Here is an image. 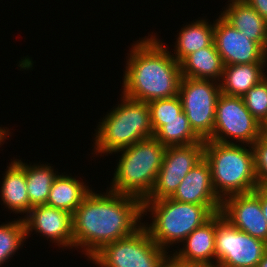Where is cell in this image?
Returning <instances> with one entry per match:
<instances>
[{"instance_id": "32", "label": "cell", "mask_w": 267, "mask_h": 267, "mask_svg": "<svg viewBox=\"0 0 267 267\" xmlns=\"http://www.w3.org/2000/svg\"><path fill=\"white\" fill-rule=\"evenodd\" d=\"M6 128V129H5ZM4 128V126H3V128H2V125H1V127H0V146H2L5 142H6V139H8L9 140V135L10 136H12L11 135V132H9L10 131V129L9 128H7V127H5Z\"/></svg>"}, {"instance_id": "19", "label": "cell", "mask_w": 267, "mask_h": 267, "mask_svg": "<svg viewBox=\"0 0 267 267\" xmlns=\"http://www.w3.org/2000/svg\"><path fill=\"white\" fill-rule=\"evenodd\" d=\"M267 63L233 64L224 66L219 82L221 93L242 97L253 86L260 83L267 74Z\"/></svg>"}, {"instance_id": "26", "label": "cell", "mask_w": 267, "mask_h": 267, "mask_svg": "<svg viewBox=\"0 0 267 267\" xmlns=\"http://www.w3.org/2000/svg\"><path fill=\"white\" fill-rule=\"evenodd\" d=\"M150 110L151 125L154 134L166 124V121L178 118L183 111L182 103L178 95L156 99L147 103Z\"/></svg>"}, {"instance_id": "6", "label": "cell", "mask_w": 267, "mask_h": 267, "mask_svg": "<svg viewBox=\"0 0 267 267\" xmlns=\"http://www.w3.org/2000/svg\"><path fill=\"white\" fill-rule=\"evenodd\" d=\"M165 150L166 146L152 137L114 152L121 155L107 189L144 201L154 188Z\"/></svg>"}, {"instance_id": "18", "label": "cell", "mask_w": 267, "mask_h": 267, "mask_svg": "<svg viewBox=\"0 0 267 267\" xmlns=\"http://www.w3.org/2000/svg\"><path fill=\"white\" fill-rule=\"evenodd\" d=\"M9 162L1 184L0 198L10 214H27L29 212V197L25 176V163L21 159Z\"/></svg>"}, {"instance_id": "16", "label": "cell", "mask_w": 267, "mask_h": 267, "mask_svg": "<svg viewBox=\"0 0 267 267\" xmlns=\"http://www.w3.org/2000/svg\"><path fill=\"white\" fill-rule=\"evenodd\" d=\"M170 198L182 203L222 205L213 188L210 166L205 158L187 173Z\"/></svg>"}, {"instance_id": "2", "label": "cell", "mask_w": 267, "mask_h": 267, "mask_svg": "<svg viewBox=\"0 0 267 267\" xmlns=\"http://www.w3.org/2000/svg\"><path fill=\"white\" fill-rule=\"evenodd\" d=\"M164 44L155 34L132 44L122 78L123 95L146 103L178 95L180 63Z\"/></svg>"}, {"instance_id": "24", "label": "cell", "mask_w": 267, "mask_h": 267, "mask_svg": "<svg viewBox=\"0 0 267 267\" xmlns=\"http://www.w3.org/2000/svg\"><path fill=\"white\" fill-rule=\"evenodd\" d=\"M154 137L166 147L187 146L195 143H204L191 129L186 114L182 111L178 118L166 121Z\"/></svg>"}, {"instance_id": "31", "label": "cell", "mask_w": 267, "mask_h": 267, "mask_svg": "<svg viewBox=\"0 0 267 267\" xmlns=\"http://www.w3.org/2000/svg\"><path fill=\"white\" fill-rule=\"evenodd\" d=\"M260 201L263 211V216L267 221V189L260 187Z\"/></svg>"}, {"instance_id": "23", "label": "cell", "mask_w": 267, "mask_h": 267, "mask_svg": "<svg viewBox=\"0 0 267 267\" xmlns=\"http://www.w3.org/2000/svg\"><path fill=\"white\" fill-rule=\"evenodd\" d=\"M55 170L48 162L47 164H32L31 162L27 164L25 162L29 211L32 207L46 205L50 188L58 176V171Z\"/></svg>"}, {"instance_id": "10", "label": "cell", "mask_w": 267, "mask_h": 267, "mask_svg": "<svg viewBox=\"0 0 267 267\" xmlns=\"http://www.w3.org/2000/svg\"><path fill=\"white\" fill-rule=\"evenodd\" d=\"M221 94L220 84L214 80L181 78L178 96L190 127L203 141L214 130L216 103Z\"/></svg>"}, {"instance_id": "22", "label": "cell", "mask_w": 267, "mask_h": 267, "mask_svg": "<svg viewBox=\"0 0 267 267\" xmlns=\"http://www.w3.org/2000/svg\"><path fill=\"white\" fill-rule=\"evenodd\" d=\"M186 23L177 33L174 43V53L171 55L180 63L187 55L210 46L214 42V20L213 23L206 18H198L195 22Z\"/></svg>"}, {"instance_id": "5", "label": "cell", "mask_w": 267, "mask_h": 267, "mask_svg": "<svg viewBox=\"0 0 267 267\" xmlns=\"http://www.w3.org/2000/svg\"><path fill=\"white\" fill-rule=\"evenodd\" d=\"M204 158L210 166L213 188L222 201L258 187L251 146L205 140Z\"/></svg>"}, {"instance_id": "28", "label": "cell", "mask_w": 267, "mask_h": 267, "mask_svg": "<svg viewBox=\"0 0 267 267\" xmlns=\"http://www.w3.org/2000/svg\"><path fill=\"white\" fill-rule=\"evenodd\" d=\"M258 187L267 189V137L262 134L251 145Z\"/></svg>"}, {"instance_id": "9", "label": "cell", "mask_w": 267, "mask_h": 267, "mask_svg": "<svg viewBox=\"0 0 267 267\" xmlns=\"http://www.w3.org/2000/svg\"><path fill=\"white\" fill-rule=\"evenodd\" d=\"M267 243L237 229L215 213L216 267H258Z\"/></svg>"}, {"instance_id": "14", "label": "cell", "mask_w": 267, "mask_h": 267, "mask_svg": "<svg viewBox=\"0 0 267 267\" xmlns=\"http://www.w3.org/2000/svg\"><path fill=\"white\" fill-rule=\"evenodd\" d=\"M25 224L26 237H31V232L40 234L46 240L60 248L73 249V223L72 214L65 210L47 205L32 207L21 217ZM68 247V248H66Z\"/></svg>"}, {"instance_id": "34", "label": "cell", "mask_w": 267, "mask_h": 267, "mask_svg": "<svg viewBox=\"0 0 267 267\" xmlns=\"http://www.w3.org/2000/svg\"><path fill=\"white\" fill-rule=\"evenodd\" d=\"M263 134L267 137V122L263 125Z\"/></svg>"}, {"instance_id": "17", "label": "cell", "mask_w": 267, "mask_h": 267, "mask_svg": "<svg viewBox=\"0 0 267 267\" xmlns=\"http://www.w3.org/2000/svg\"><path fill=\"white\" fill-rule=\"evenodd\" d=\"M220 16L248 39L267 50V21L244 0H228Z\"/></svg>"}, {"instance_id": "21", "label": "cell", "mask_w": 267, "mask_h": 267, "mask_svg": "<svg viewBox=\"0 0 267 267\" xmlns=\"http://www.w3.org/2000/svg\"><path fill=\"white\" fill-rule=\"evenodd\" d=\"M65 174L54 179L46 205L73 214L92 189L83 180Z\"/></svg>"}, {"instance_id": "15", "label": "cell", "mask_w": 267, "mask_h": 267, "mask_svg": "<svg viewBox=\"0 0 267 267\" xmlns=\"http://www.w3.org/2000/svg\"><path fill=\"white\" fill-rule=\"evenodd\" d=\"M182 245L175 252L170 251L178 260L195 267H216L215 214L202 226L194 229Z\"/></svg>"}, {"instance_id": "30", "label": "cell", "mask_w": 267, "mask_h": 267, "mask_svg": "<svg viewBox=\"0 0 267 267\" xmlns=\"http://www.w3.org/2000/svg\"><path fill=\"white\" fill-rule=\"evenodd\" d=\"M158 267H195V266H190L178 260L173 254H168Z\"/></svg>"}, {"instance_id": "20", "label": "cell", "mask_w": 267, "mask_h": 267, "mask_svg": "<svg viewBox=\"0 0 267 267\" xmlns=\"http://www.w3.org/2000/svg\"><path fill=\"white\" fill-rule=\"evenodd\" d=\"M183 77L220 82L224 70L215 43L187 55L180 62Z\"/></svg>"}, {"instance_id": "33", "label": "cell", "mask_w": 267, "mask_h": 267, "mask_svg": "<svg viewBox=\"0 0 267 267\" xmlns=\"http://www.w3.org/2000/svg\"><path fill=\"white\" fill-rule=\"evenodd\" d=\"M258 267H267V250L264 256L262 257L261 261L259 262Z\"/></svg>"}, {"instance_id": "12", "label": "cell", "mask_w": 267, "mask_h": 267, "mask_svg": "<svg viewBox=\"0 0 267 267\" xmlns=\"http://www.w3.org/2000/svg\"><path fill=\"white\" fill-rule=\"evenodd\" d=\"M214 43L224 66L267 63L266 51L226 22L220 15L214 21Z\"/></svg>"}, {"instance_id": "25", "label": "cell", "mask_w": 267, "mask_h": 267, "mask_svg": "<svg viewBox=\"0 0 267 267\" xmlns=\"http://www.w3.org/2000/svg\"><path fill=\"white\" fill-rule=\"evenodd\" d=\"M26 239L25 224L21 217L0 224V266L10 261L15 252L23 247Z\"/></svg>"}, {"instance_id": "7", "label": "cell", "mask_w": 267, "mask_h": 267, "mask_svg": "<svg viewBox=\"0 0 267 267\" xmlns=\"http://www.w3.org/2000/svg\"><path fill=\"white\" fill-rule=\"evenodd\" d=\"M168 253L142 226L134 234L105 245L89 261L98 267H158Z\"/></svg>"}, {"instance_id": "11", "label": "cell", "mask_w": 267, "mask_h": 267, "mask_svg": "<svg viewBox=\"0 0 267 267\" xmlns=\"http://www.w3.org/2000/svg\"><path fill=\"white\" fill-rule=\"evenodd\" d=\"M204 158V143L166 147L152 192L145 200L171 197L187 173Z\"/></svg>"}, {"instance_id": "8", "label": "cell", "mask_w": 267, "mask_h": 267, "mask_svg": "<svg viewBox=\"0 0 267 267\" xmlns=\"http://www.w3.org/2000/svg\"><path fill=\"white\" fill-rule=\"evenodd\" d=\"M262 134L263 125L250 113L242 97L220 94L213 134L208 140L251 146Z\"/></svg>"}, {"instance_id": "27", "label": "cell", "mask_w": 267, "mask_h": 267, "mask_svg": "<svg viewBox=\"0 0 267 267\" xmlns=\"http://www.w3.org/2000/svg\"><path fill=\"white\" fill-rule=\"evenodd\" d=\"M250 113L262 124L267 122V77L242 96Z\"/></svg>"}, {"instance_id": "1", "label": "cell", "mask_w": 267, "mask_h": 267, "mask_svg": "<svg viewBox=\"0 0 267 267\" xmlns=\"http://www.w3.org/2000/svg\"><path fill=\"white\" fill-rule=\"evenodd\" d=\"M91 190L72 214L73 243L89 260L102 247L143 226V201L131 195ZM142 218V219H141Z\"/></svg>"}, {"instance_id": "3", "label": "cell", "mask_w": 267, "mask_h": 267, "mask_svg": "<svg viewBox=\"0 0 267 267\" xmlns=\"http://www.w3.org/2000/svg\"><path fill=\"white\" fill-rule=\"evenodd\" d=\"M221 207L222 205L182 203L170 197L144 200L143 214L148 216L149 212L152 221L150 224L143 222V226L148 230L152 240L160 248L168 251V248L182 243L194 229L220 212Z\"/></svg>"}, {"instance_id": "4", "label": "cell", "mask_w": 267, "mask_h": 267, "mask_svg": "<svg viewBox=\"0 0 267 267\" xmlns=\"http://www.w3.org/2000/svg\"><path fill=\"white\" fill-rule=\"evenodd\" d=\"M120 96V103L98 122L93 137L94 156L113 155L136 142L154 137L148 104L123 94Z\"/></svg>"}, {"instance_id": "13", "label": "cell", "mask_w": 267, "mask_h": 267, "mask_svg": "<svg viewBox=\"0 0 267 267\" xmlns=\"http://www.w3.org/2000/svg\"><path fill=\"white\" fill-rule=\"evenodd\" d=\"M220 212L237 229L267 243V221L261 207L260 187L250 193L226 197Z\"/></svg>"}, {"instance_id": "29", "label": "cell", "mask_w": 267, "mask_h": 267, "mask_svg": "<svg viewBox=\"0 0 267 267\" xmlns=\"http://www.w3.org/2000/svg\"><path fill=\"white\" fill-rule=\"evenodd\" d=\"M267 21V0H244Z\"/></svg>"}]
</instances>
